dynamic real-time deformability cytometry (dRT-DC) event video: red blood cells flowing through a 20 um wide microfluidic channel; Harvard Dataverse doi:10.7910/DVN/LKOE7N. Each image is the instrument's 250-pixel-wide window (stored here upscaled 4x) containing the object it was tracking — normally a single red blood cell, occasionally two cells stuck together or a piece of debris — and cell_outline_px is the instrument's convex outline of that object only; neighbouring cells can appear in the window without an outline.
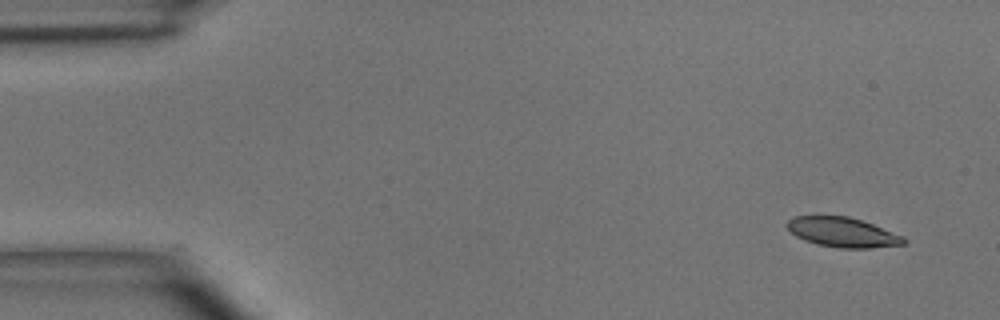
{"species": "common noctule bat (a hibernating species)", "species_latin": "Nyctalus noctula", "temperature_condition": "room temperature", "stored_images_in_passage": 5, "camera_frame_rate_fps": 3000, "um_per_image_px": 0.085, "animal": {"sex": "male", "body_mass_g": 15.6}, "frame": {"image": 1, "passage_image": 1, "time_ms": 0.0, "image_size_px": [1000, 320], "cell_outline_px": [[908, 244], [872, 248], [836, 248], [816, 244], [804, 240], [796, 236], [784, 224], [792, 216], [848, 216], [872, 224], [904, 236], [908, 240]], "centroid_in_image_um": [71.64, 19.75], "position_along_channel_um": 13.4, "area_um2": 20.4}}
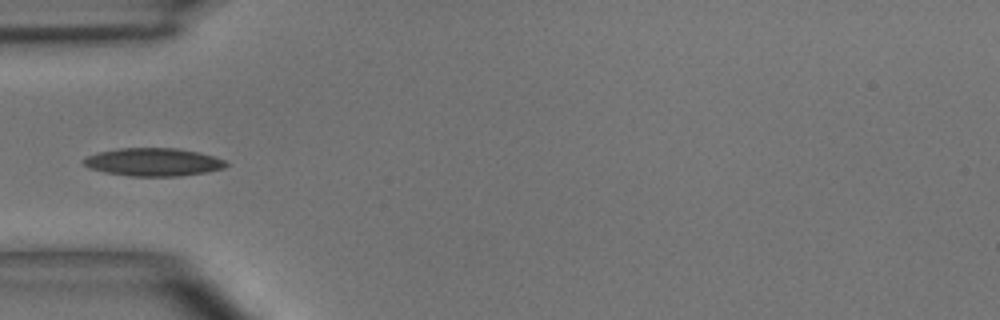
{"frame": {"image": 2, "passage_image": 4, "time_ms": 4.333, "image_size_px": [1000, 320], "cell_outline_px": [[228, 164], [224, 168], [208, 172], [180, 176], [132, 176], [104, 172], [88, 168], [84, 164], [84, 160], [88, 156], [96, 152], [120, 148], [176, 148], [200, 152], [224, 160]], "centroid_in_image_um": [13.04, 13.77], "position_along_channel_um": 72.0, "area_um2": 23.24}}
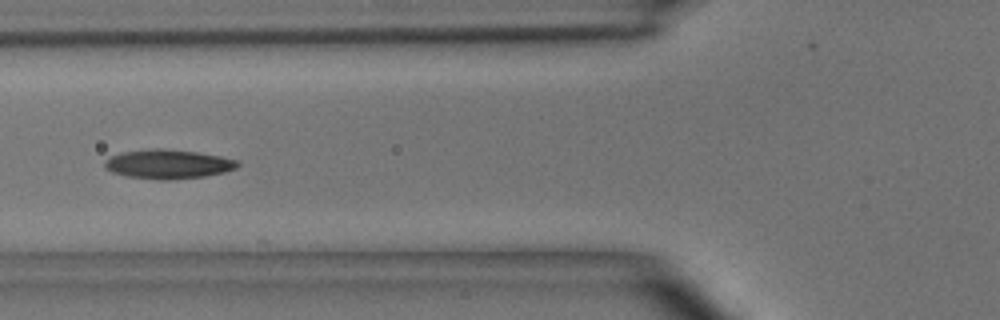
{"frame": {"image": 3, "passage_image": 5, "time_ms": 5.333, "image_size_px": [1000, 320], "cell_outline_px": [[240, 164], [236, 168], [224, 172], [204, 176], [172, 180], [160, 180], [124, 176], [112, 172], [104, 168], [104, 160], [120, 152], [152, 148], [164, 148], [196, 152], [220, 156], [240, 160]], "centroid_in_image_um": [14.27, 13.95], "position_along_channel_um": 111.5, "area_um2": 22.89}}